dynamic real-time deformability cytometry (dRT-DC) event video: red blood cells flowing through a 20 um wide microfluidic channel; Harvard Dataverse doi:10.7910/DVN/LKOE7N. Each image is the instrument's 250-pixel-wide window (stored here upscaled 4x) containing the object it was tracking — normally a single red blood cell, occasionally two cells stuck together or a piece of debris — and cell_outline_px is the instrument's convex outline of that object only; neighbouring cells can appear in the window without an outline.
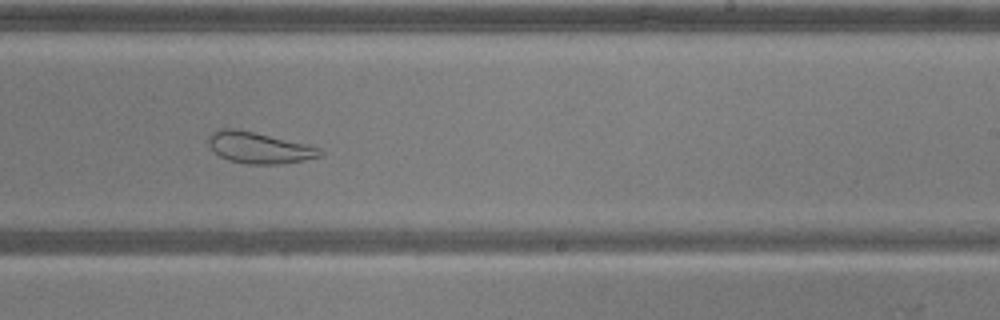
{"species": "common noctule bat (a hibernating species)", "species_latin": "Nyctalus noctula", "temperature_condition": "warm", "stored_images_in_passage": 50, "camera_frame_rate_fps": 3000, "um_per_image_px": 0.085, "animal": {"sex": "male", "body_mass_g": 20.5, "forearm_length_mm": 52.5}, "frame": {"image": 1, "passage_image": 29, "time_ms": 9.333, "image_size_px": [1000, 320], "cell_outline_px": [[324, 156], [304, 160], [280, 164], [248, 164], [228, 160], [220, 156], [208, 144], [208, 136], [212, 132], [220, 128], [236, 128], [304, 144], [320, 148], [324, 152]], "centroid_in_image_um": [22.01, 12.56], "position_along_channel_um": 267.0, "area_um2": 20.17}, "authors_computed_cell_mechanics": {"area_um2": 29.6514, "velocity_mm_per_s": 3.7276, "shape_relaxation_time_tau1_ms": null, "shape_relaxation_time_tau2_ms": 1.051, "deformation_change_tau1": null, "deformation_change_tau2": 0.0895}}